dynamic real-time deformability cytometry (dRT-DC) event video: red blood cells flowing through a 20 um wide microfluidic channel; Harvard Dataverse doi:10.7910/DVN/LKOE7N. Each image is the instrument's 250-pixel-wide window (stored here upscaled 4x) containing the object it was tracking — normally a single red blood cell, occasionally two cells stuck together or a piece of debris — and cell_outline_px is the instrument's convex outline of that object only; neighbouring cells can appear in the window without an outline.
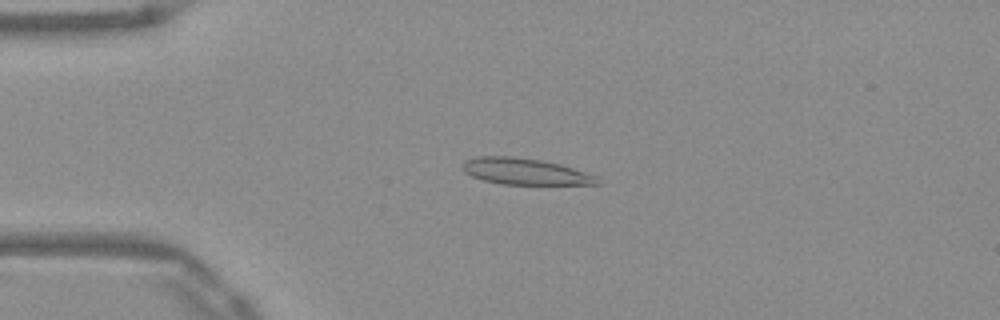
{"species": "Egyptian fruit bat (a non-hibernating species)", "species_latin": "Rousettus aegyptiacus", "temperature_condition": "warm", "stored_images_in_passage": 50, "camera_frame_rate_fps": 3000, "um_per_image_px": 0.085, "frame": {"image": 1, "passage_image": 11, "time_ms": 3.333, "image_size_px": [1000, 320], "cell_outline_px": [[600, 184], [500, 184], [484, 180], [472, 176], [464, 172], [464, 164], [468, 160], [476, 156], [512, 156], [540, 160], [560, 164], [596, 176]], "centroid_in_image_um": [44.61, 14.57], "position_along_channel_um": 40.4, "area_um2": 20.29}}
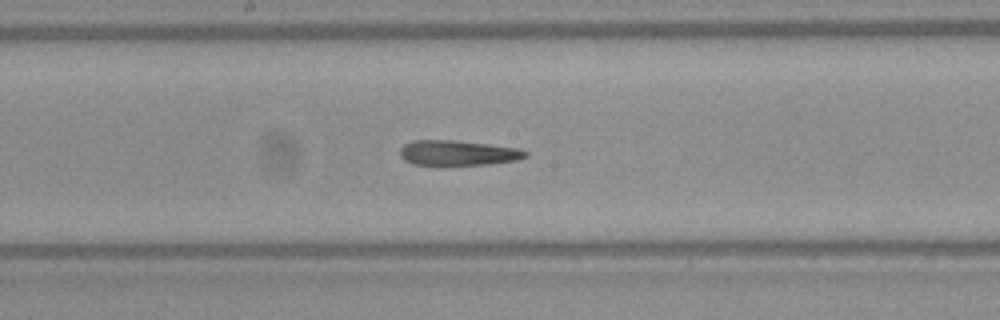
{"frame": {"image": 2, "passage_image": 26, "time_ms": 8.333, "image_size_px": [1000, 320], "cell_outline_px": [[528, 156], [516, 160], [488, 164], [444, 168], [436, 168], [412, 164], [404, 160], [400, 156], [400, 148], [404, 144], [412, 140], [452, 140], [488, 144], [516, 148], [528, 152]], "centroid_in_image_um": [38.83, 13.05], "position_along_channel_um": 209.4, "area_um2": 19.31}}
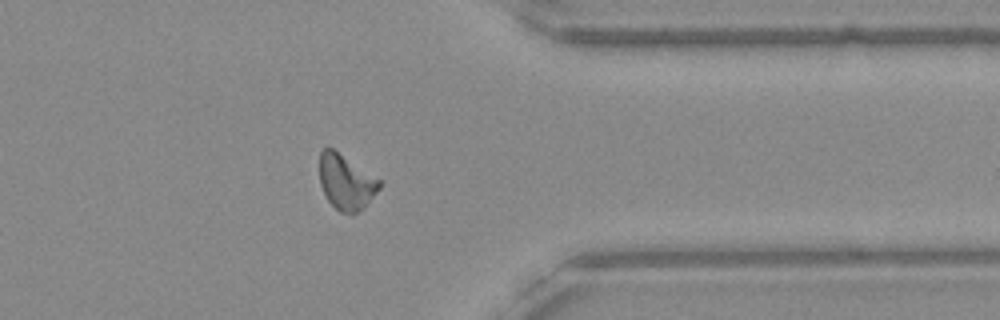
{"frame": {"image": 3, "passage_image": 40, "time_ms": 13.0, "image_size_px": [1000, 320], "cell_outline_px": [[380, 188], [364, 208], [352, 216], [340, 212], [328, 200], [320, 184], [320, 152], [324, 148], [332, 148], [380, 180]], "centroid_in_image_um": [29.41, 15.52], "position_along_channel_um": 382.0, "area_um2": 19.02}, "authors_computed_cell_mechanics": {"area_um2": 19.1029, "velocity_mm_per_s": 3.9274, "shape_relaxation_time_tau1_ms": null, "shape_relaxation_time_tau2_ms": 3.6193, "deformation_change_tau1": null, "deformation_change_tau2": 0.1242}}